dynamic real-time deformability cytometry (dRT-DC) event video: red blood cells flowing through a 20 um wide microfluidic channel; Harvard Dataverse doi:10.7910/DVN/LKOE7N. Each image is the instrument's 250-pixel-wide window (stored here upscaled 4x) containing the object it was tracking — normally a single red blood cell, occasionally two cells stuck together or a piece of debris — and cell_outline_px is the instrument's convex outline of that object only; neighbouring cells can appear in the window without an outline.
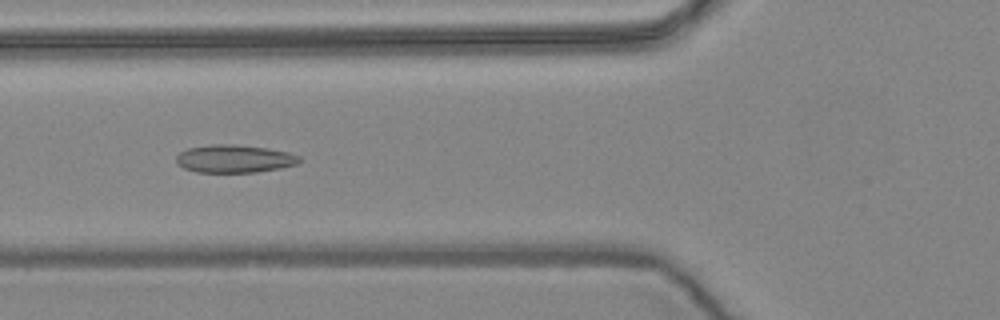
{"species": "common noctule bat (a hibernating species)", "species_latin": "Nyctalus noctula", "temperature_condition": "warm", "stored_images_in_passage": 56, "camera_frame_rate_fps": 3000, "um_per_image_px": 0.085, "animal": {"sex": "female", "body_mass_g": 24.6, "forearm_length_mm": 56.2}, "frame": {"image": 1, "passage_image": 21, "time_ms": 6.667, "image_size_px": [1000, 320], "cell_outline_px": [[304, 160], [296, 164], [280, 168], [256, 172], [196, 172], [184, 168], [176, 164], [176, 156], [180, 152], [188, 148], [212, 144], [232, 144], [268, 148], [288, 152], [300, 156]], "centroid_in_image_um": [19.93, 13.49], "position_along_channel_um": 105.9, "area_um2": 20.11}}
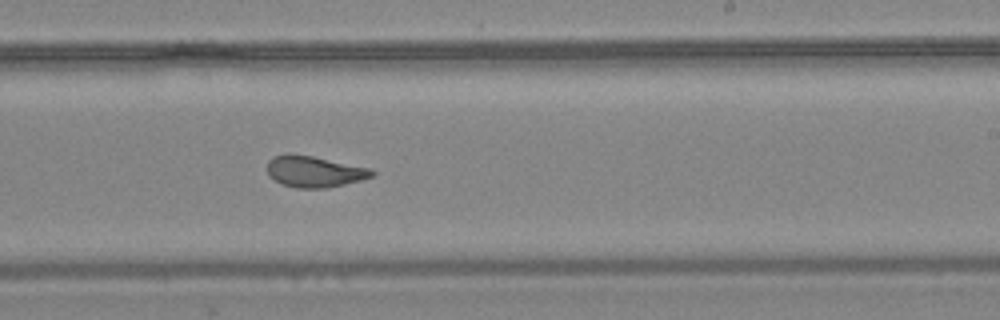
{"frame": {"image": 2, "passage_image": 34, "time_ms": 11.0, "image_size_px": [1000, 320], "cell_outline_px": [[376, 172], [372, 176], [360, 180], [328, 188], [296, 188], [284, 184], [268, 176], [268, 160], [272, 156], [288, 152], [312, 156], [372, 168]], "centroid_in_image_um": [26.71, 14.56], "position_along_channel_um": 262.3, "area_um2": 19.19}}
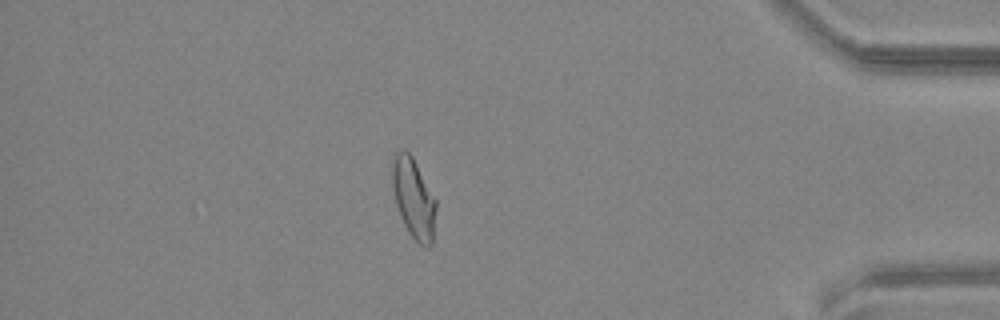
{"frame": {"image": 3, "passage_image": 49, "time_ms": 16.0, "image_size_px": [1000, 320], "cell_outline_px": [[436, 208], [432, 244], [428, 248], [424, 248], [408, 232], [400, 216], [396, 204], [392, 188], [392, 160], [396, 152], [404, 148], [412, 156], [436, 200]], "centroid_in_image_um": [35.15, 16.86], "position_along_channel_um": 400.1, "area_um2": 20.4}, "authors_computed_cell_mechanics": {"area_um2": 20.4901, "velocity_mm_per_s": 3.6125, "shape_relaxation_time_tau1_ms": null, "shape_relaxation_time_tau2_ms": 1.6922, "deformation_change_tau1": null, "deformation_change_tau2": 0.0757}}